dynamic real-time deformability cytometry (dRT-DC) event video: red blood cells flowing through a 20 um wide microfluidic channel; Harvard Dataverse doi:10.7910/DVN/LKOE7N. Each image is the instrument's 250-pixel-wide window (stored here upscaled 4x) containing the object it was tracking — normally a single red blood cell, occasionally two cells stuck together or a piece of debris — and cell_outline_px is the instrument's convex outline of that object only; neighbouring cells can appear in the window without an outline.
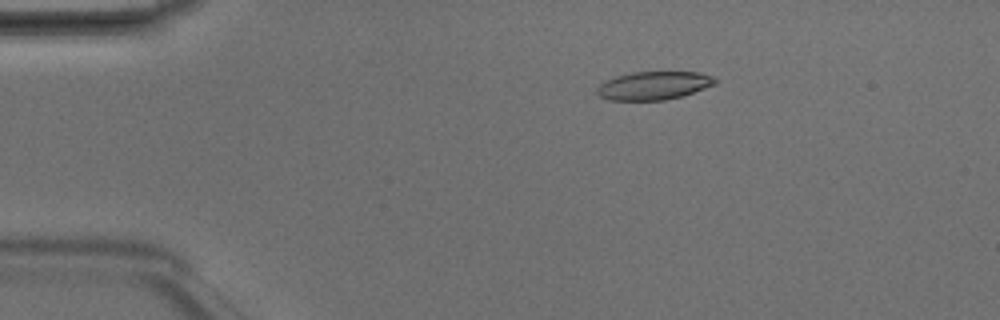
{"species": "Egyptian fruit bat (a non-hibernating species)", "species_latin": "Rousettus aegyptiacus", "temperature_condition": "room temperature", "stored_images_in_passage": 5, "camera_frame_rate_fps": 3000, "um_per_image_px": 0.085, "animal": {"sex": "male"}, "frame": {"image": 1, "passage_image": 3, "time_ms": 0.667, "image_size_px": [1000, 320], "cell_outline_px": [[720, 80], [716, 84], [680, 96], [664, 100], [608, 100], [600, 96], [596, 92], [596, 88], [600, 84], [616, 76], [632, 72], [700, 72], [712, 76]], "centroid_in_image_um": [55.58, 7.27], "position_along_channel_um": 29.4, "area_um2": 19.36}}
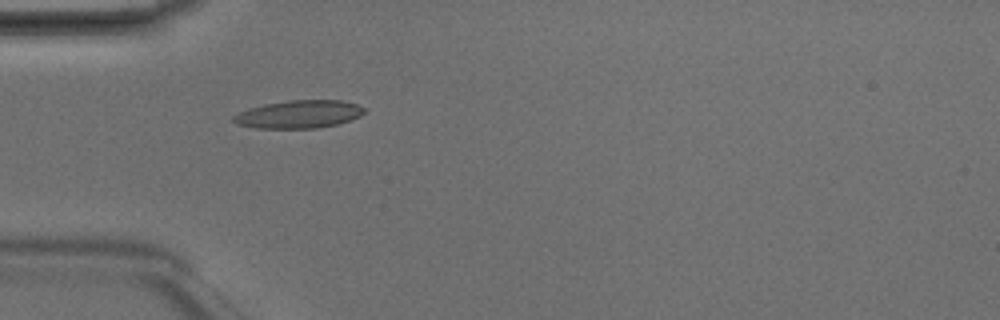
{"frame": {"image": 2, "passage_image": 4, "time_ms": 1.0, "image_size_px": [1000, 320], "cell_outline_px": [[368, 112], [352, 120], [336, 124], [316, 128], [256, 128], [236, 124], [232, 120], [232, 116], [240, 112], [264, 104], [288, 100], [340, 100], [356, 104], [364, 108]], "centroid_in_image_um": [25.43, 9.71], "position_along_channel_um": 59.6, "area_um2": 21.27}}